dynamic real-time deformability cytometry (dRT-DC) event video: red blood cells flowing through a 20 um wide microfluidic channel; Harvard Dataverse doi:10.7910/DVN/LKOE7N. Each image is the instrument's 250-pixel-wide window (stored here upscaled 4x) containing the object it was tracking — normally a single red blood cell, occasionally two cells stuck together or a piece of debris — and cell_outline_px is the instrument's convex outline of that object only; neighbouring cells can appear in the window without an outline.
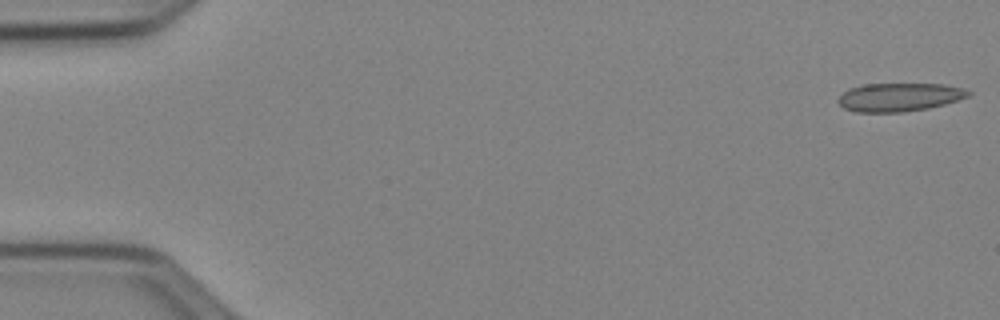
{"species": "Egyptian fruit bat (a non-hibernating species)", "species_latin": "Rousettus aegyptiacus", "temperature_condition": "cold", "stored_images_in_passage": 47, "camera_frame_rate_fps": 3000, "um_per_image_px": 0.085, "animal": {"sex": "female"}, "frame": {"image": 1, "passage_image": 1, "time_ms": 0.0, "image_size_px": [1000, 320], "cell_outline_px": [[972, 92], [968, 96], [944, 104], [928, 108], [904, 112], [856, 112], [844, 108], [836, 100], [848, 88], [864, 84], [944, 84], [964, 88]], "centroid_in_image_um": [76.42, 8.25], "position_along_channel_um": 8.6, "area_um2": 21.5}}
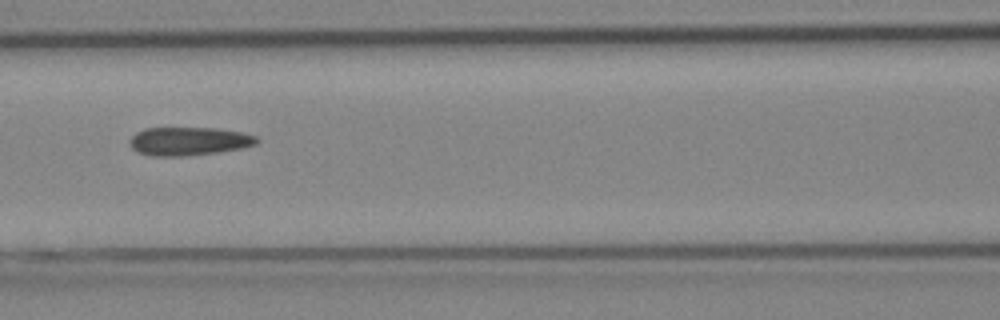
{"frame": {"image": 2, "passage_image": 23, "time_ms": 7.333, "image_size_px": [1000, 320], "cell_outline_px": [[260, 140], [256, 144], [240, 148], [216, 152], [184, 156], [152, 156], [136, 152], [132, 148], [128, 140], [136, 132], [144, 128], [216, 128], [240, 132], [256, 136]], "centroid_in_image_um": [16.0, 12.0], "position_along_channel_um": 150.6, "area_um2": 20.98}}
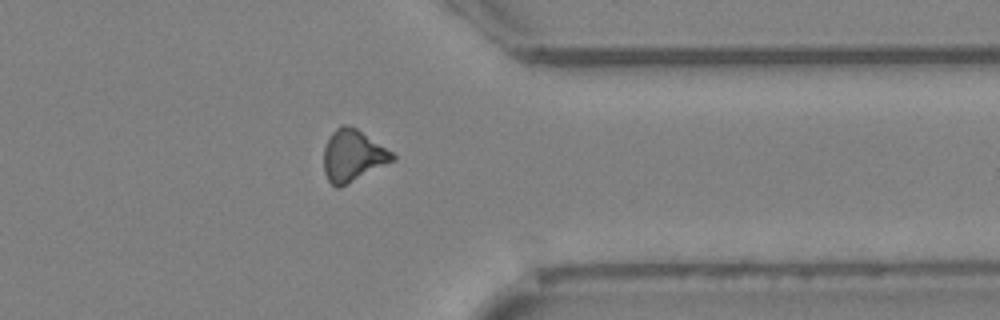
{"frame": {"image": 3, "passage_image": 41, "time_ms": 13.333, "image_size_px": [1000, 320], "cell_outline_px": [[396, 160], [340, 188], [336, 188], [328, 180], [324, 172], [324, 148], [332, 132], [336, 128], [344, 124], [348, 124], [356, 128], [392, 152], [396, 156]], "centroid_in_image_um": [29.99, 13.25], "position_along_channel_um": 381.4, "area_um2": 20.69}}